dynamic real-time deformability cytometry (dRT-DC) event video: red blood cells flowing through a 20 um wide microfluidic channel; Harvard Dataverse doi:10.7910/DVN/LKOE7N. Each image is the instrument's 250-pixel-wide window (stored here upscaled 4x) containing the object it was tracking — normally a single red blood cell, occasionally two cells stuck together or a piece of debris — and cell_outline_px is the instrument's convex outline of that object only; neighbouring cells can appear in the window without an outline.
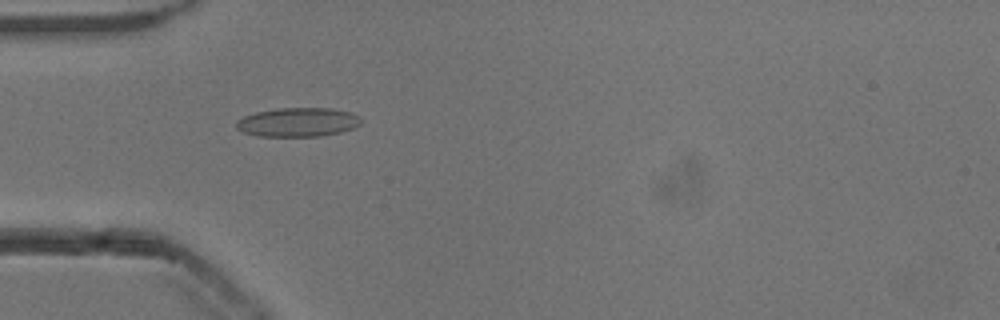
{"species": "common noctule bat (a hibernating species)", "species_latin": "Nyctalus noctula", "temperature_condition": "cold", "stored_images_in_passage": 53, "camera_frame_rate_fps": 3000, "um_per_image_px": 0.085, "animal": {"sex": "male", "body_mass_g": 13.3}, "frame": {"image": 1, "passage_image": 16, "time_ms": 5.0, "image_size_px": [1000, 320], "cell_outline_px": [[360, 124], [356, 128], [340, 132], [320, 136], [256, 136], [244, 132], [236, 128], [236, 120], [244, 116], [256, 112], [276, 108], [332, 108], [352, 112], [360, 116]], "centroid_in_image_um": [25.34, 10.38], "position_along_channel_um": 59.7, "area_um2": 21.27}}
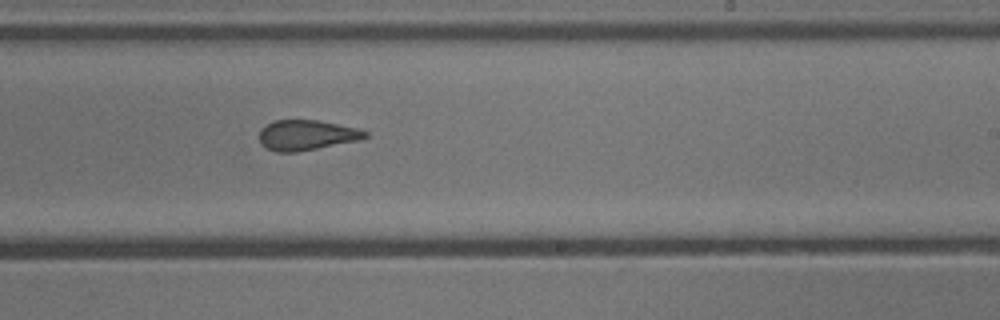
{"frame": {"image": 2, "passage_image": 32, "time_ms": 10.333, "image_size_px": [1000, 320], "cell_outline_px": [[368, 136], [356, 140], [296, 152], [276, 152], [260, 144], [260, 128], [276, 120], [320, 120], [356, 128], [368, 132]], "centroid_in_image_um": [26.02, 11.47], "position_along_channel_um": 263.0, "area_um2": 18.32}}
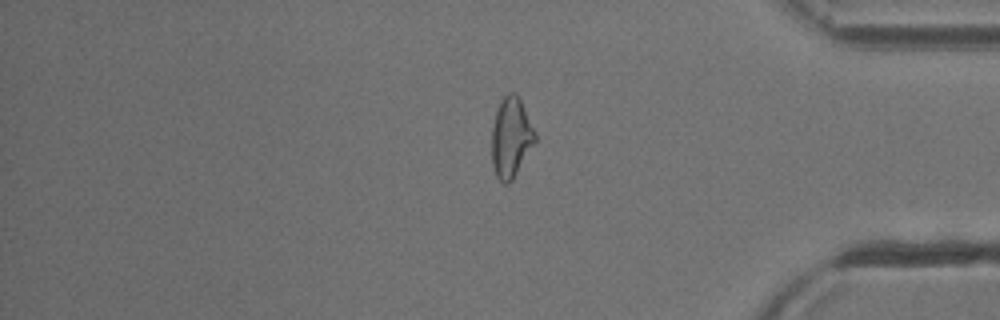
{"frame": {"image": 3, "passage_image": 44, "time_ms": 14.333, "image_size_px": [1000, 320], "cell_outline_px": [[536, 140], [512, 180], [508, 184], [504, 184], [496, 176], [492, 164], [492, 128], [496, 112], [504, 96], [508, 92], [516, 92], [536, 132]], "centroid_in_image_um": [43.43, 11.69], "position_along_channel_um": 391.8, "area_um2": 19.94}, "authors_computed_cell_mechanics": {"area_um2": 20.3456, "velocity_mm_per_s": 3.8474, "shape_relaxation_time_tau1_ms": null, "shape_relaxation_time_tau2_ms": 1.5156, "deformation_change_tau1": null, "deformation_change_tau2": 0.0769}}